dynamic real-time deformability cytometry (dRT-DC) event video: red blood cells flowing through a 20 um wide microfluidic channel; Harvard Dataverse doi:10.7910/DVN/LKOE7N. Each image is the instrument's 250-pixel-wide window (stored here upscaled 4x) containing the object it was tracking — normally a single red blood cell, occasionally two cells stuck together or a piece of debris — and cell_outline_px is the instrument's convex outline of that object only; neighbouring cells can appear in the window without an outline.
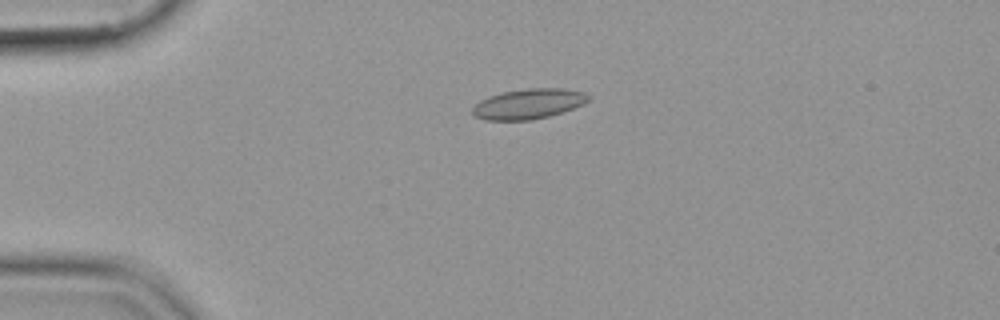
{"species": "common noctule bat (a hibernating species)", "species_latin": "Nyctalus noctula", "temperature_condition": "cold", "stored_images_in_passage": 44, "camera_frame_rate_fps": 3000, "um_per_image_px": 0.085, "animal": {"sex": "female", "body_mass_g": 19.9}, "frame": {"image": 1, "passage_image": 3, "time_ms": 0.667, "image_size_px": [1000, 320], "cell_outline_px": [[592, 96], [584, 104], [548, 116], [532, 120], [484, 120], [476, 116], [472, 112], [472, 108], [480, 100], [488, 96], [504, 92], [528, 88], [564, 88], [584, 92]], "centroid_in_image_um": [44.93, 8.82], "position_along_channel_um": 40.1, "area_um2": 20.29}}
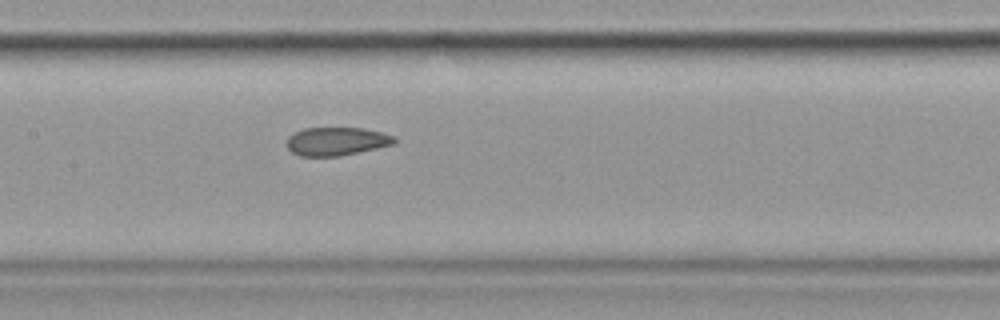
{"frame": {"image": 2, "passage_image": 17, "time_ms": 5.333, "image_size_px": [1000, 320], "cell_outline_px": [[396, 144], [340, 156], [300, 156], [292, 152], [288, 148], [288, 136], [304, 128], [364, 128], [396, 136]], "centroid_in_image_um": [28.64, 12.01], "position_along_channel_um": 178.8, "area_um2": 17.74}}
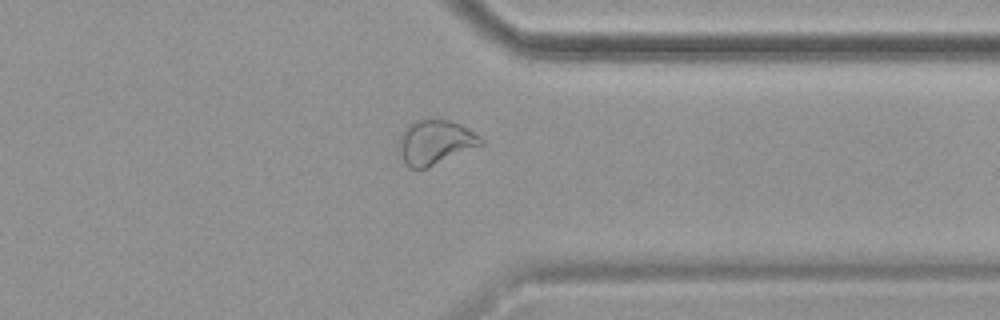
{"frame": {"image": 3, "passage_image": 33, "time_ms": 10.667, "image_size_px": [1000, 320], "cell_outline_px": [[484, 144], [424, 168], [408, 168], [400, 152], [400, 132], [412, 120], [448, 120], [460, 124], [480, 136], [484, 140]], "centroid_in_image_um": [36.99, 12.06], "position_along_channel_um": 374.4, "area_um2": 20.81}}